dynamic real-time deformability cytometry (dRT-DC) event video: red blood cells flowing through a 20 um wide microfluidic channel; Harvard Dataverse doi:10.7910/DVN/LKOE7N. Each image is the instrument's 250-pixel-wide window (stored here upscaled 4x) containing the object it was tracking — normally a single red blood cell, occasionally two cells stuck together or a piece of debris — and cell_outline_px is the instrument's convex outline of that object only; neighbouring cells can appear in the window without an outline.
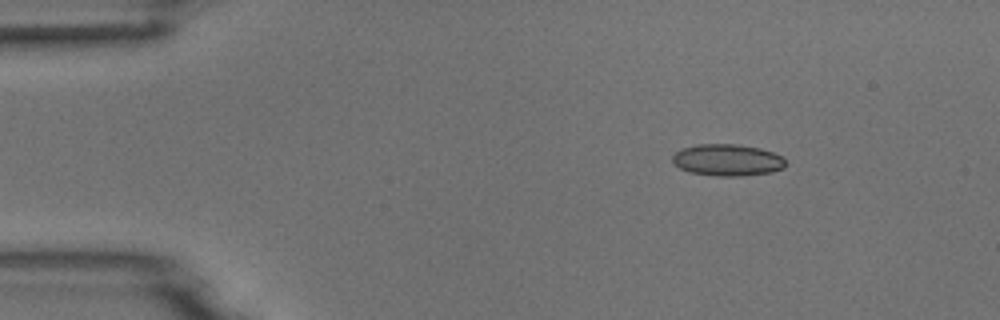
{"species": "common noctule bat (a hibernating species)", "species_latin": "Nyctalus noctula", "temperature_condition": "room temperature", "stored_images_in_passage": 4, "camera_frame_rate_fps": 3000, "um_per_image_px": 0.085, "animal": {"sex": "male", "body_mass_g": 18.8}, "frame": {"image": 1, "passage_image": 2, "time_ms": 2.0, "image_size_px": [1000, 320], "cell_outline_px": [[784, 168], [772, 172], [744, 176], [716, 176], [688, 172], [680, 168], [672, 160], [672, 156], [680, 148], [696, 144], [736, 144], [760, 148], [772, 152], [780, 156], [784, 160]], "centroid_in_image_um": [61.8, 13.6], "position_along_channel_um": 23.2, "area_um2": 20.98}}